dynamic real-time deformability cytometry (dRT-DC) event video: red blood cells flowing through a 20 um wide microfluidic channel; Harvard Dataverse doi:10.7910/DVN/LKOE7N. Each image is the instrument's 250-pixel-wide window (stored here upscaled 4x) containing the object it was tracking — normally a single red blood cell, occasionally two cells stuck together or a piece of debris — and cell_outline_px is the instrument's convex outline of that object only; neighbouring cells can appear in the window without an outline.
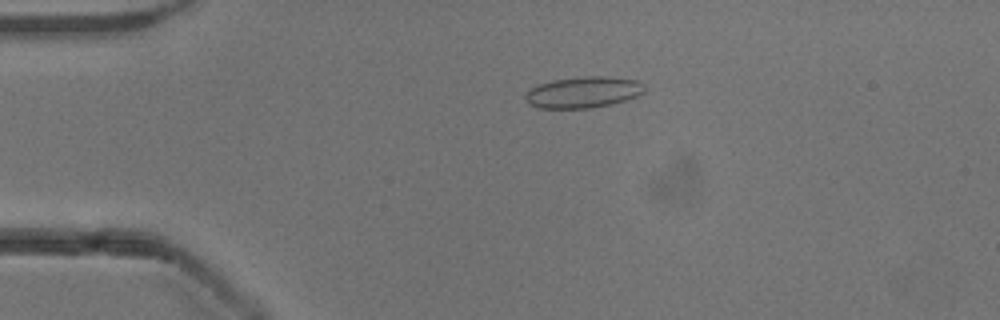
{"species": "common noctule bat (a hibernating species)", "species_latin": "Nyctalus noctula", "temperature_condition": "cold", "stored_images_in_passage": 52, "camera_frame_rate_fps": 3000, "um_per_image_px": 0.085, "animal": {"sex": "male", "body_mass_g": 13.3}, "frame": {"image": 1, "passage_image": 11, "time_ms": 3.333, "image_size_px": [1000, 320], "cell_outline_px": [[644, 92], [636, 96], [612, 104], [588, 108], [540, 108], [528, 104], [524, 96], [532, 88], [540, 84], [552, 80], [584, 76], [608, 76], [636, 80], [644, 84]], "centroid_in_image_um": [49.58, 7.83], "position_along_channel_um": 35.4, "area_um2": 21.56}}
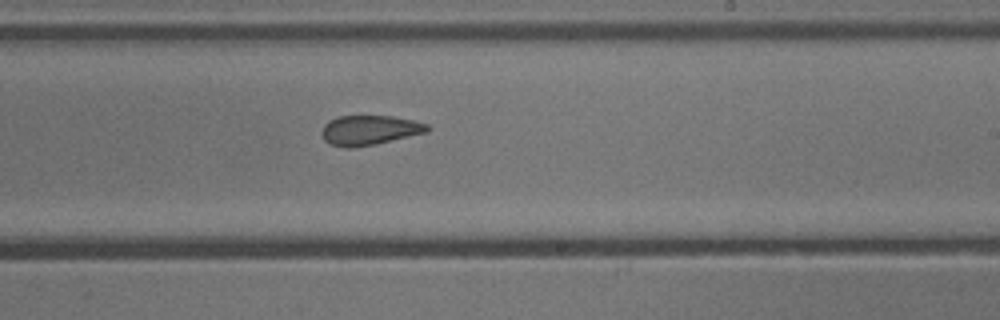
{"frame": {"image": 2, "passage_image": 31, "time_ms": 10.0, "image_size_px": [1000, 320], "cell_outline_px": [[432, 128], [428, 132], [376, 144], [352, 148], [348, 148], [332, 144], [324, 140], [320, 132], [324, 124], [328, 120], [336, 116], [392, 116], [412, 120], [428, 124]], "centroid_in_image_um": [31.4, 11.06], "position_along_channel_um": 257.6, "area_um2": 18.44}}
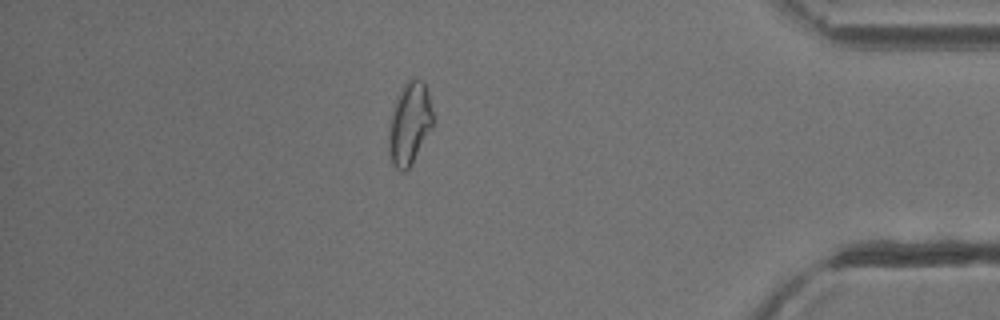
{"frame": {"image": 3, "passage_image": 45, "time_ms": 14.667, "image_size_px": [1000, 320], "cell_outline_px": [[432, 128], [412, 164], [404, 172], [396, 168], [392, 164], [388, 144], [388, 128], [392, 108], [404, 84], [412, 76], [416, 76], [424, 84], [428, 92], [432, 108]], "centroid_in_image_um": [34.8, 10.5], "position_along_channel_um": 400.4, "area_um2": 21.27}, "authors_computed_cell_mechanics": {"area_um2": 20.0277, "velocity_mm_per_s": 3.9225, "shape_relaxation_time_tau1_ms": null, "shape_relaxation_time_tau2_ms": 1.3955, "deformation_change_tau1": null, "deformation_change_tau2": 0.0822}}